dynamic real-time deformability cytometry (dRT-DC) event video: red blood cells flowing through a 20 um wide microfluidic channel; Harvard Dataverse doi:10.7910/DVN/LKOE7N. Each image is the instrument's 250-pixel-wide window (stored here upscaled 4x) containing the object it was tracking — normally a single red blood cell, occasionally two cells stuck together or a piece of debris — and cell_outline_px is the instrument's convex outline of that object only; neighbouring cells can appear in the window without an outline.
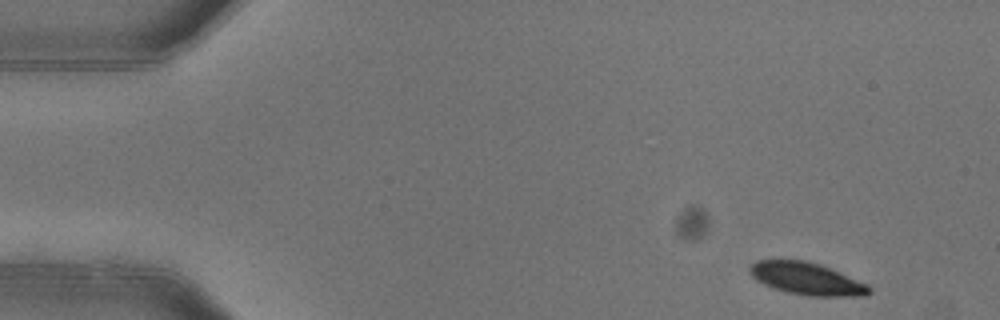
{"species": "common noctule bat (a hibernating species)", "species_latin": "Nyctalus noctula", "temperature_condition": "warm", "stored_images_in_passage": 4, "camera_frame_rate_fps": 3000, "um_per_image_px": 0.085, "animal": {"sex": "female"}, "frame": {"image": 1, "passage_image": 1, "time_ms": 0.0, "image_size_px": [1000, 320], "cell_outline_px": [[872, 292], [864, 296], [808, 296], [788, 292], [772, 288], [756, 280], [748, 272], [748, 268], [756, 260], [804, 260], [820, 264], [868, 284], [872, 288]], "centroid_in_image_um": [68.57, 23.69], "position_along_channel_um": 16.4, "area_um2": 22.54}}
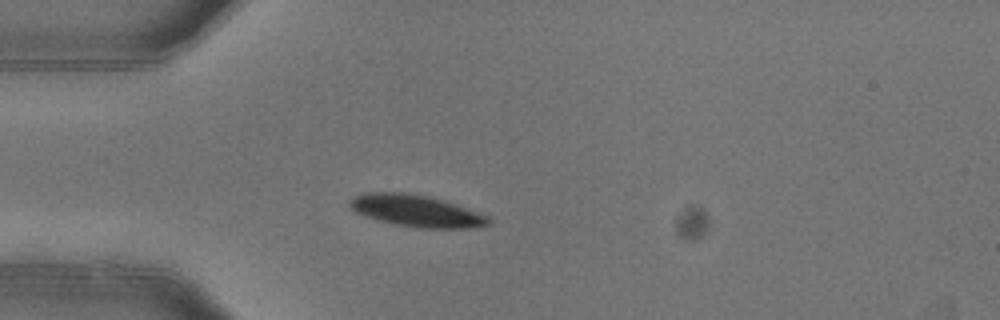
{"frame": {"image": 2, "passage_image": 3, "time_ms": 0.667, "image_size_px": [1000, 320], "cell_outline_px": [[492, 220], [488, 224], [468, 228], [416, 228], [392, 224], [356, 212], [348, 204], [356, 196], [364, 192], [404, 192], [428, 196], [488, 216]], "centroid_in_image_um": [35.35, 17.93], "position_along_channel_um": 49.6, "area_um2": 25.14}}